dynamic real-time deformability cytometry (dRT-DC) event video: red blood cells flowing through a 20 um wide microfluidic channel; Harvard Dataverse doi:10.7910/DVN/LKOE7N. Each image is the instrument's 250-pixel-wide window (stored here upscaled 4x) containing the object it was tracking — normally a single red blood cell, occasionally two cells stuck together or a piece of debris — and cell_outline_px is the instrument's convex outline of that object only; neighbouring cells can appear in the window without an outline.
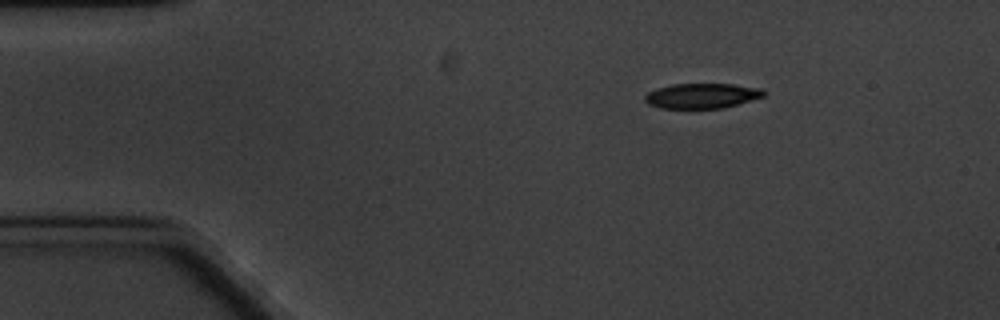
{"species": "common noctule bat (a hibernating species)", "species_latin": "Nyctalus noctula", "temperature_condition": "cold", "stored_images_in_passage": 5, "camera_frame_rate_fps": 3000, "um_per_image_px": 0.085, "animal": {"sex": "male", "body_mass_g": 20.1, "forearm_length_mm": 53.5}, "frame": {"image": 1, "passage_image": 1, "time_ms": 0.0, "image_size_px": [1000, 320], "cell_outline_px": [[764, 96], [724, 108], [660, 108], [648, 104], [644, 100], [644, 96], [648, 92], [656, 88], [672, 84], [732, 84], [764, 88]], "centroid_in_image_um": [59.65, 8.14], "position_along_channel_um": 25.4, "area_um2": 17.4}}
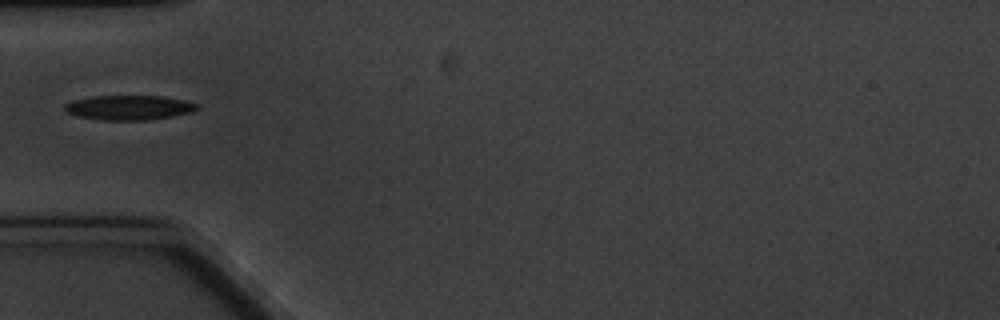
{"frame": {"image": 2, "passage_image": 4, "time_ms": 3.333, "image_size_px": [1000, 320], "cell_outline_px": [[200, 108], [192, 112], [172, 116], [144, 120], [100, 120], [80, 116], [64, 112], [64, 104], [72, 100], [92, 96], [160, 96], [184, 100], [200, 104]], "centroid_in_image_um": [10.96, 9.14], "position_along_channel_um": 74.0, "area_um2": 19.07}}